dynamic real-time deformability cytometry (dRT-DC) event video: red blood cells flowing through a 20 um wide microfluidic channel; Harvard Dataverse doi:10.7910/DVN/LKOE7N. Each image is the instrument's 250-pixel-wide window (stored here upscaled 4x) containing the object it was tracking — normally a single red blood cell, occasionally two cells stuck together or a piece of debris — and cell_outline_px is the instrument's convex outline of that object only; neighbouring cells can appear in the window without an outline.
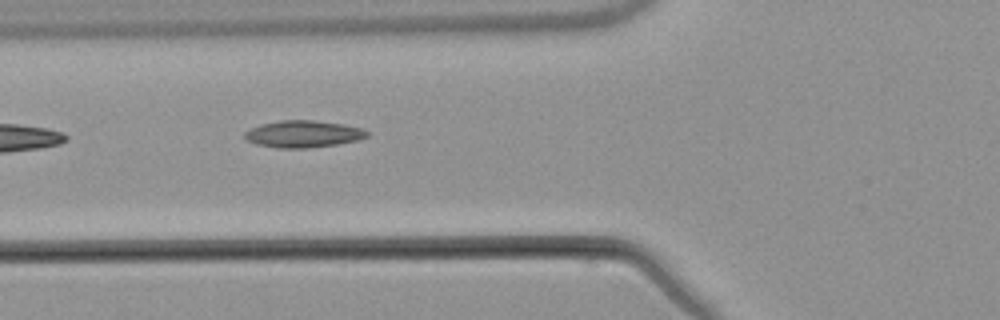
{"species": "common noctule bat (a hibernating species)", "species_latin": "Nyctalus noctula", "temperature_condition": "warm", "stored_images_in_passage": 5, "camera_frame_rate_fps": 3000, "um_per_image_px": 0.085, "animal": {"sex": "male", "body_mass_g": 21.5, "forearm_length_mm": 52.0}, "frame": {"image": 1, "passage_image": 5, "time_ms": 6.0, "image_size_px": [1000, 320], "cell_outline_px": [[368, 136], [356, 140], [336, 144], [308, 148], [276, 148], [256, 144], [244, 140], [244, 132], [260, 124], [280, 120], [312, 120], [344, 124], [364, 128], [368, 132]], "centroid_in_image_um": [25.74, 11.38], "position_along_channel_um": 100.1, "area_um2": 19.31}}